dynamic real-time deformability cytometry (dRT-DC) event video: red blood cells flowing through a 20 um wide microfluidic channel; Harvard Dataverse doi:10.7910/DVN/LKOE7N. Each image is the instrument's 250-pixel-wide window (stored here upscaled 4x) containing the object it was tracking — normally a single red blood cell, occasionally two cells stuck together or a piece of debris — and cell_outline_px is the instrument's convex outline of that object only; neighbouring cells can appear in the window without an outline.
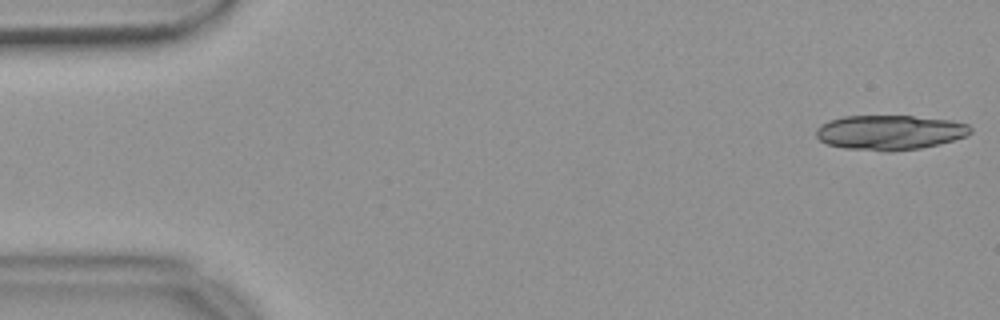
{"species": "common noctule bat (a hibernating species)", "species_latin": "Nyctalus noctula", "temperature_condition": "warm", "stored_images_in_passage": 11, "camera_frame_rate_fps": 3000, "um_per_image_px": 0.085, "animal": {"sex": "female", "body_mass_g": 18.4}, "frame": {"image": 1, "passage_image": 1, "time_ms": 0.0, "image_size_px": [1000, 320], "cell_outline_px": [[972, 132], [968, 136], [940, 144], [920, 148], [892, 152], [884, 152], [844, 148], [828, 144], [820, 140], [816, 136], [816, 128], [820, 124], [828, 120], [844, 116], [912, 116], [952, 120], [968, 124], [972, 128]], "centroid_in_image_um": [75.65, 11.26], "position_along_channel_um": 9.4, "area_um2": 31.67}}